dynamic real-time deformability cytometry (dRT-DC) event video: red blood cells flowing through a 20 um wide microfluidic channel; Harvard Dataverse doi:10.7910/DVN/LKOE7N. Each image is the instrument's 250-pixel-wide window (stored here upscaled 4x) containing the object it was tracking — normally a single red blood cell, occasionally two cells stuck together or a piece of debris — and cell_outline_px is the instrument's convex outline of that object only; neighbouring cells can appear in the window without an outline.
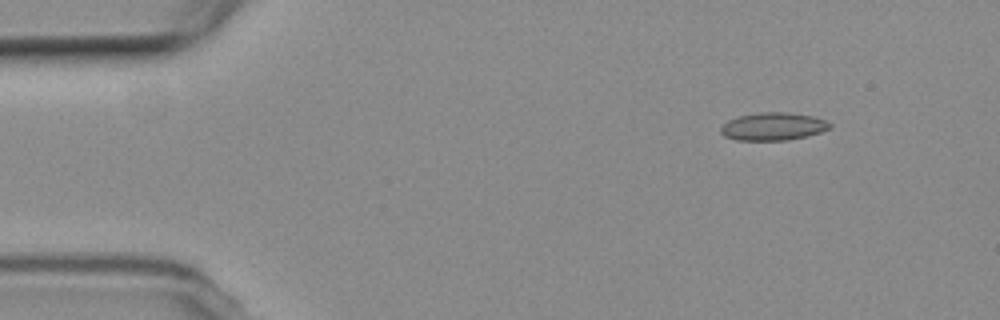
{"species": "common noctule bat (a hibernating species)", "species_latin": "Nyctalus noctula", "temperature_condition": "room temperature", "stored_images_in_passage": 5, "camera_frame_rate_fps": 3000, "um_per_image_px": 0.085, "animal": {"sex": "female", "body_mass_g": 19.3, "forearm_length_mm": 54.1}, "frame": {"image": 1, "passage_image": 2, "time_ms": 1.0, "image_size_px": [1000, 320], "cell_outline_px": [[832, 128], [808, 136], [788, 140], [736, 140], [724, 136], [720, 132], [720, 128], [728, 120], [740, 116], [760, 112], [788, 112], [812, 116], [824, 120], [832, 124]], "centroid_in_image_um": [65.73, 10.75], "position_along_channel_um": 19.3, "area_um2": 17.69}}
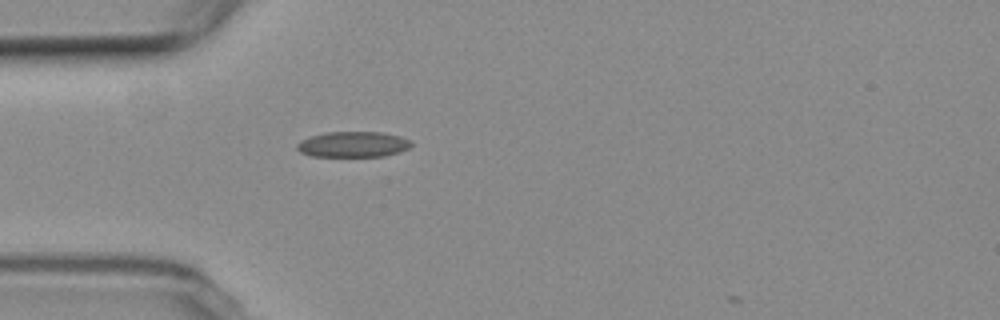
{"frame": {"image": 2, "passage_image": 5, "time_ms": 4.333, "image_size_px": [1000, 320], "cell_outline_px": [[412, 144], [408, 148], [400, 152], [384, 156], [312, 156], [300, 152], [296, 148], [296, 144], [300, 140], [324, 132], [384, 132], [400, 136], [408, 140]], "centroid_in_image_um": [29.99, 12.27], "position_along_channel_um": 55.0, "area_um2": 17.05}}